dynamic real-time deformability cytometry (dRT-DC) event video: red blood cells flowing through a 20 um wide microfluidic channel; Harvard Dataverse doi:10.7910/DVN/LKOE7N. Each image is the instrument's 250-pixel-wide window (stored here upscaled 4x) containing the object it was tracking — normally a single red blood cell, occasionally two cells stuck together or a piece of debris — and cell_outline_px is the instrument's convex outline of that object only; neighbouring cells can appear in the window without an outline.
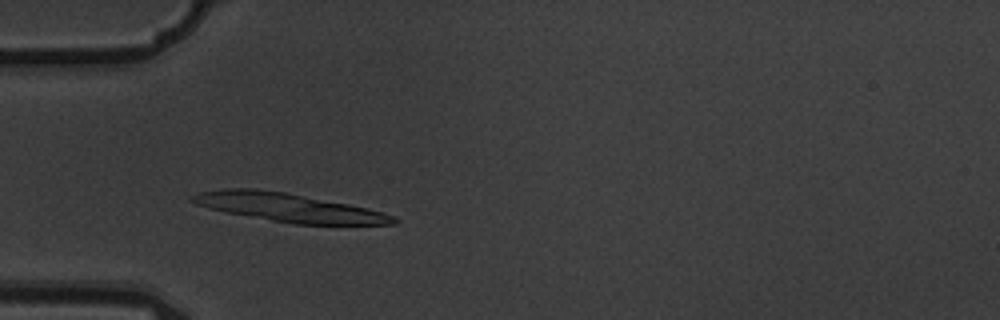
{"species": "common noctule bat (a hibernating species)", "species_latin": "Nyctalus noctula", "temperature_condition": "warm", "stored_images_in_passage": 4, "camera_frame_rate_fps": 3000, "um_per_image_px": 0.085, "animal": {"sex": "male", "body_mass_g": 19.5, "forearm_length_mm": 54.6}, "frame": {"image": 1, "passage_image": 3, "time_ms": 0.667, "image_size_px": [1000, 320], "cell_outline_px": [[400, 220], [396, 224], [296, 224], [224, 212], [208, 208], [196, 204], [188, 200], [188, 196], [200, 192], [224, 188], [256, 188], [284, 192], [348, 204], [368, 208], [392, 216]], "centroid_in_image_um": [24.46, 17.63], "position_along_channel_um": 60.5, "area_um2": 33.12}}